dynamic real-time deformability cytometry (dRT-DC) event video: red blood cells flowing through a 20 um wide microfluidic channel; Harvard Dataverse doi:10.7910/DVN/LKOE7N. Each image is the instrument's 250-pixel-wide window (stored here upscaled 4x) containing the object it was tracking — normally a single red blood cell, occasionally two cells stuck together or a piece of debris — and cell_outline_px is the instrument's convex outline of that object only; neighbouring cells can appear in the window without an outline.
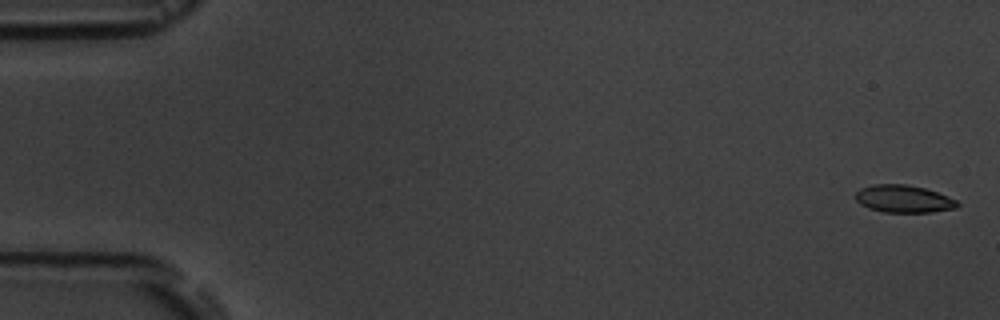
{"species": "common noctule bat (a hibernating species)", "species_latin": "Nyctalus noctula", "temperature_condition": "room temperature", "stored_images_in_passage": 17, "segment_of_instrument_passage": [1, 2], "camera_frame_rate_fps": 3000, "um_per_image_px": 0.085, "animal": {"sex": "male", "body_mass_g": 19.5, "forearm_length_mm": 54.6}, "frame": {"image": 1, "passage_image": 1, "time_ms": 0.0, "image_size_px": [1000, 320], "cell_outline_px": [[960, 204], [956, 208], [932, 212], [884, 212], [868, 208], [860, 204], [856, 200], [856, 192], [860, 188], [872, 184], [904, 184], [924, 188], [948, 196], [956, 200]], "centroid_in_image_um": [76.79, 16.9], "position_along_channel_um": 8.2, "area_um2": 16.3}}
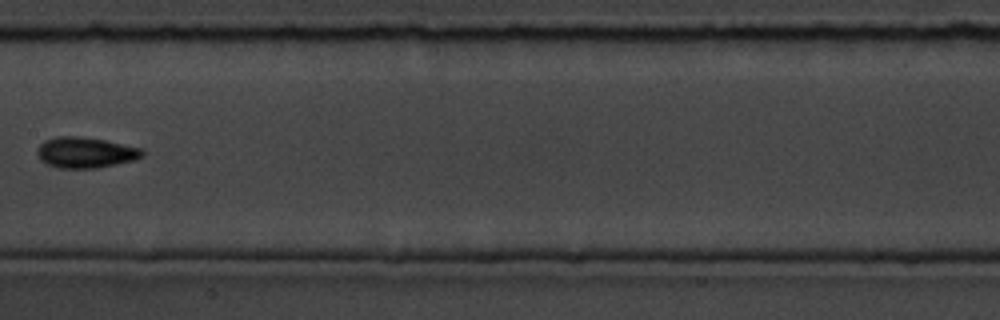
{"frame": {"image": 2, "passage_image": 9, "time_ms": 9.333, "image_size_px": [1000, 320], "cell_outline_px": [[144, 156], [132, 160], [116, 164], [96, 168], [60, 168], [48, 164], [40, 160], [36, 152], [40, 144], [44, 140], [56, 136], [76, 136], [104, 140], [144, 148]], "centroid_in_image_um": [7.26, 12.96], "position_along_channel_um": 200.1, "area_um2": 18.84}}
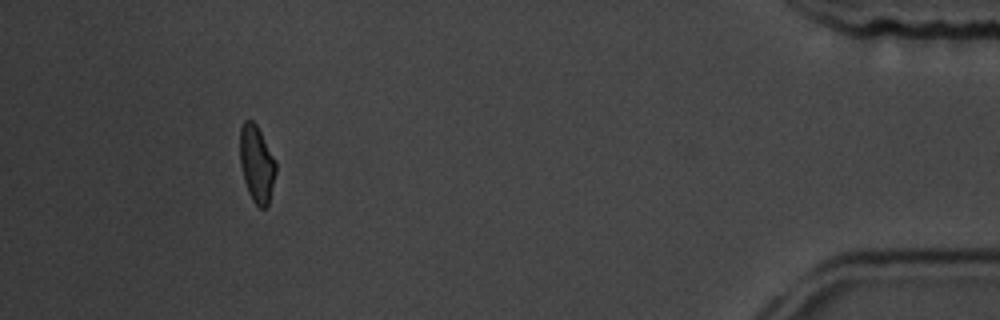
{"frame": {"image": 3, "passage_image": 16, "time_ms": 17.0, "image_size_px": [1000, 320], "cell_outline_px": [[276, 172], [268, 204], [264, 208], [260, 208], [252, 200], [248, 192], [244, 180], [240, 164], [240, 128], [244, 120], [252, 120], [256, 124], [276, 160]], "centroid_in_image_um": [21.82, 13.91], "position_along_channel_um": 413.4, "area_um2": 16.07}}